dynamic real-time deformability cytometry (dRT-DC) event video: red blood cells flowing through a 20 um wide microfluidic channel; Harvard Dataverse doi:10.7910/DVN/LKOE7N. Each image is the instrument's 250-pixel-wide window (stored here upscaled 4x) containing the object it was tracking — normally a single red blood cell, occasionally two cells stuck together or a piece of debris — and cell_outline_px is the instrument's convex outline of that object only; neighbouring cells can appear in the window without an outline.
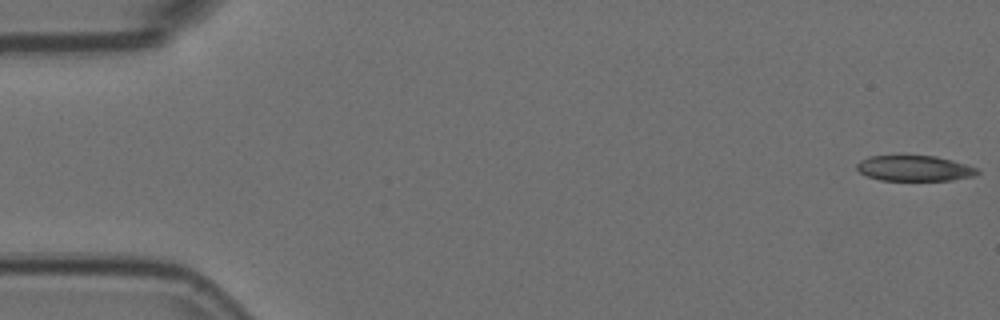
{"species": "Egyptian fruit bat (a non-hibernating species)", "species_latin": "Rousettus aegyptiacus", "temperature_condition": "room temperature", "stored_images_in_passage": 55, "camera_frame_rate_fps": 3000, "um_per_image_px": 0.085, "animal": {"sex": "female"}, "frame": {"image": 1, "passage_image": 1, "time_ms": 0.0, "image_size_px": [1000, 320], "cell_outline_px": [[980, 172], [976, 176], [952, 180], [880, 180], [868, 176], [860, 172], [856, 168], [856, 164], [860, 160], [868, 156], [936, 156], [952, 160], [980, 168]], "centroid_in_image_um": [77.77, 14.31], "position_along_channel_um": 7.2, "area_um2": 18.03}}
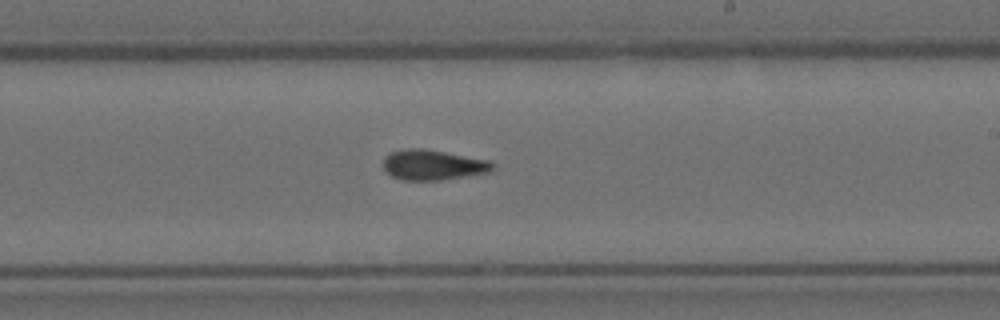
{"frame": {"image": 2, "passage_image": 32, "time_ms": 10.333, "image_size_px": [1000, 320], "cell_outline_px": [[496, 168], [488, 172], [440, 180], [400, 180], [384, 172], [384, 156], [392, 152], [408, 148], [424, 148], [492, 160], [496, 164]], "centroid_in_image_um": [36.83, 14.01], "position_along_channel_um": 252.2, "area_um2": 19.54}}
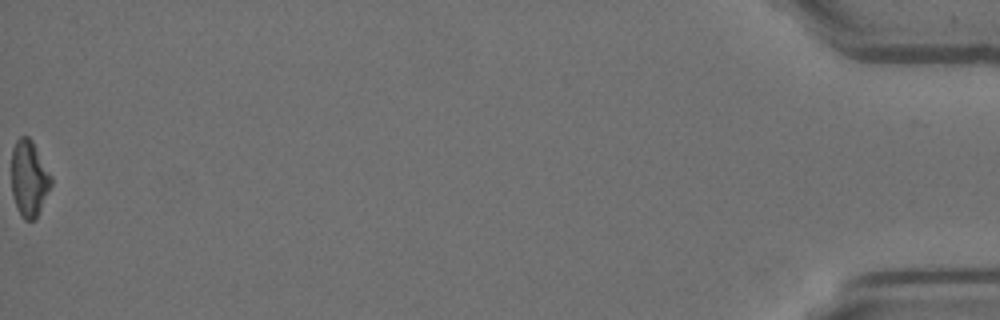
{"frame": {"image": 3, "passage_image": 55, "time_ms": 18.0, "image_size_px": [1000, 320], "cell_outline_px": [[52, 184], [36, 220], [24, 220], [20, 216], [16, 208], [12, 196], [12, 148], [16, 140], [20, 136], [28, 136], [32, 140], [52, 176]], "centroid_in_image_um": [2.47, 15.2], "position_along_channel_um": 432.7, "area_um2": 17.86}, "authors_computed_cell_mechanics": {"area_um2": 18.9584, "velocity_mm_per_s": 3.7209, "shape_relaxation_time_tau1_ms": 7.6153, "shape_relaxation_time_tau2_ms": 3.2766, "deformation_change_tau1": 0.16, "deformation_change_tau2": 0.1054}}